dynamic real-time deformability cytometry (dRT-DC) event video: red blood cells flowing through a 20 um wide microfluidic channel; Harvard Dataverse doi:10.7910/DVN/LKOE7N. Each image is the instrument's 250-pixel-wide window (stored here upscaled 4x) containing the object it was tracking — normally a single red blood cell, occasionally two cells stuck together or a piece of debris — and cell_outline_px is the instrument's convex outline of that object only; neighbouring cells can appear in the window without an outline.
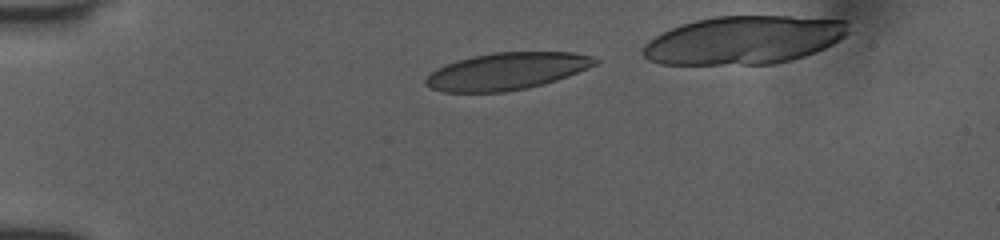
{"species": "human", "species_latin": "Homo sapiens", "temperature_condition": "room temperature", "stored_images_in_passage": 5, "camera_frame_rate_fps": 3000, "um_per_image_px": 0.085, "donor": {"sex": "female"}, "frame": {"image": 1, "passage_image": 2, "time_ms": 0.667, "image_size_px": [1000, 240], "cell_outline_px": [[600, 60], [596, 64], [588, 68], [568, 76], [556, 80], [528, 88], [504, 92], [444, 92], [428, 88], [424, 84], [424, 80], [436, 68], [444, 64], [456, 60], [472, 56], [492, 52], [572, 52], [592, 56]], "centroid_in_image_um": [43.04, 6.05], "position_along_channel_um": 42.0, "area_um2": 36.82}}
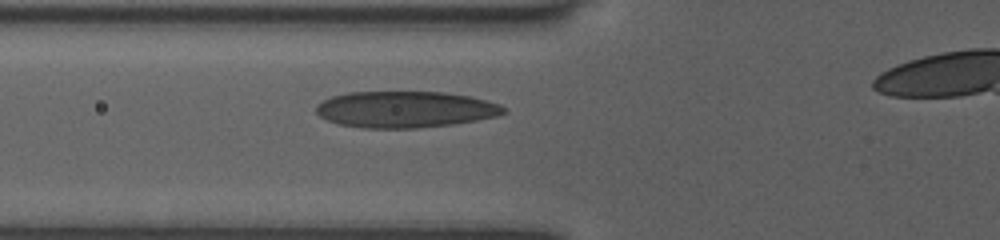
{"frame": {"image": 2, "passage_image": 5, "time_ms": 3.0, "image_size_px": [1000, 240], "cell_outline_px": [[508, 112], [496, 116], [476, 120], [452, 124], [416, 128], [364, 128], [336, 124], [320, 116], [316, 112], [316, 104], [332, 96], [348, 92], [444, 92], [468, 96], [500, 104]], "centroid_in_image_um": [34.41, 9.3], "position_along_channel_um": 91.4, "area_um2": 39.71}}